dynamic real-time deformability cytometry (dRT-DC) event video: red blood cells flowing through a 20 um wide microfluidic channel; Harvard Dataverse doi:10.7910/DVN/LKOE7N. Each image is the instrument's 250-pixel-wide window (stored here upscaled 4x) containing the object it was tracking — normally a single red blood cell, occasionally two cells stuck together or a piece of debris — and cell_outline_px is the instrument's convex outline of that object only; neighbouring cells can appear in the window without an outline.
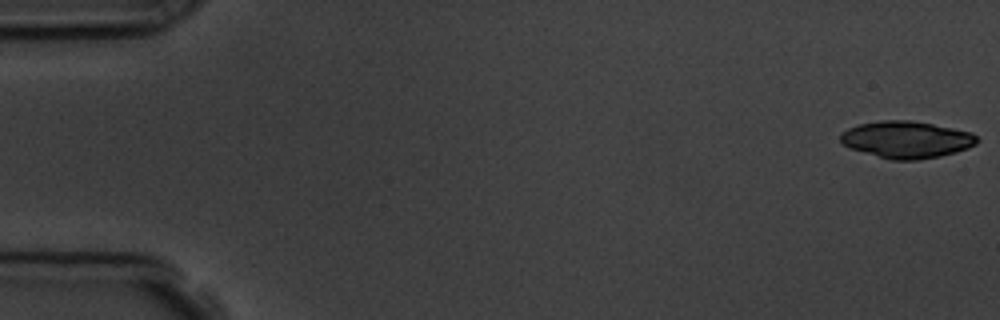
{"species": "common noctule bat (a hibernating species)", "species_latin": "Nyctalus noctula", "temperature_condition": "room temperature", "stored_images_in_passage": 4, "camera_frame_rate_fps": 3000, "um_per_image_px": 0.085, "animal": {"sex": "male", "body_mass_g": 19.5, "forearm_length_mm": 54.6}, "frame": {"image": 1, "passage_image": 1, "time_ms": 0.0, "image_size_px": [1000, 320], "cell_outline_px": [[980, 140], [976, 144], [968, 148], [956, 152], [940, 156], [920, 160], [892, 160], [848, 148], [840, 140], [840, 132], [848, 128], [860, 124], [880, 120], [912, 120], [972, 132]], "centroid_in_image_um": [77.05, 11.86], "position_along_channel_um": 7.9, "area_um2": 29.54}}